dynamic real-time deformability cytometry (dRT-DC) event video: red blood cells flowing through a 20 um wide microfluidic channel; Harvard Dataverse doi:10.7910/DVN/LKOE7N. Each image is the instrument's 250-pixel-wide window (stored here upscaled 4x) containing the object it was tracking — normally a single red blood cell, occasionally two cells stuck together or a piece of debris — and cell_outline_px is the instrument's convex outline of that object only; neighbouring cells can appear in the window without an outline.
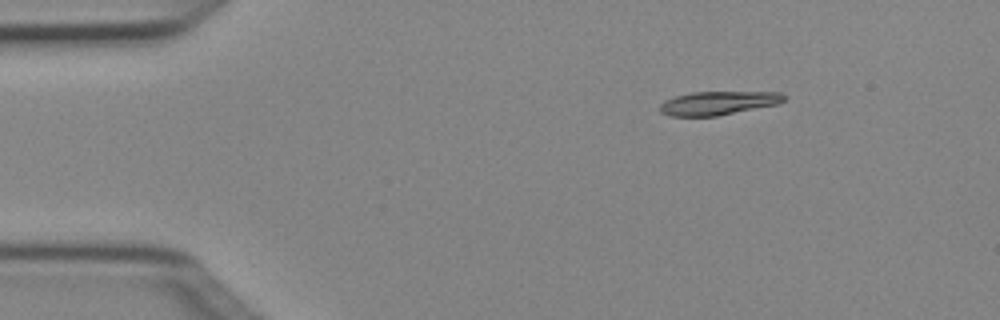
{"species": "Egyptian fruit bat (a non-hibernating species)", "species_latin": "Rousettus aegyptiacus", "temperature_condition": "cold", "stored_images_in_passage": 3, "camera_frame_rate_fps": 3000, "um_per_image_px": 0.085, "animal": {"sex": "female"}, "frame": {"image": 1, "passage_image": 2, "time_ms": 0.333, "image_size_px": [1000, 320], "cell_outline_px": [[788, 96], [780, 104], [716, 116], [668, 116], [660, 112], [660, 104], [664, 100], [676, 96], [692, 92], [780, 92]], "centroid_in_image_um": [61.07, 8.76], "position_along_channel_um": 23.9, "area_um2": 17.22}}